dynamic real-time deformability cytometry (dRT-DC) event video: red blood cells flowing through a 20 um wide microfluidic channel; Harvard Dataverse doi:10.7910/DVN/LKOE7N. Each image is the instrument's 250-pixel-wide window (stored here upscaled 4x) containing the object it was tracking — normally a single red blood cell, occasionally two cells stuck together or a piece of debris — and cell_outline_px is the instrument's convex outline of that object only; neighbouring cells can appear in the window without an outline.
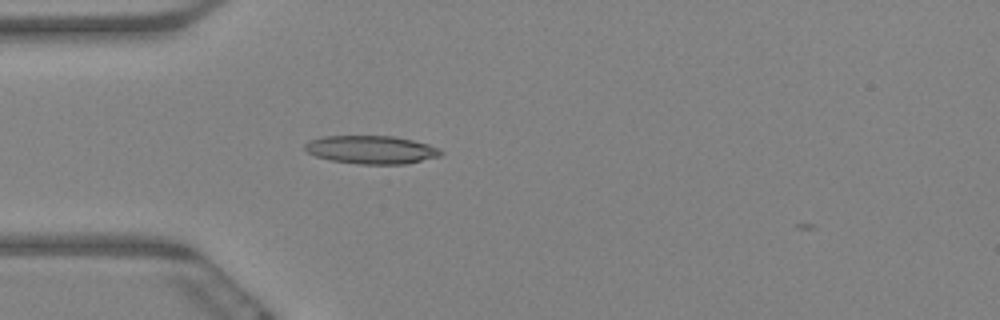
{"species": "Egyptian fruit bat (a non-hibernating species)", "species_latin": "Rousettus aegyptiacus", "temperature_condition": "warm", "stored_images_in_passage": 43, "camera_frame_rate_fps": 3000, "um_per_image_px": 0.085, "animal": {"sex": "female"}, "frame": {"image": 1, "passage_image": 2, "time_ms": 0.333, "image_size_px": [1000, 320], "cell_outline_px": [[444, 152], [440, 156], [404, 164], [360, 164], [332, 160], [316, 156], [308, 152], [304, 148], [304, 144], [312, 140], [324, 136], [392, 136], [412, 140], [428, 144], [440, 148]], "centroid_in_image_um": [31.59, 12.72], "position_along_channel_um": 53.4, "area_um2": 22.14}}
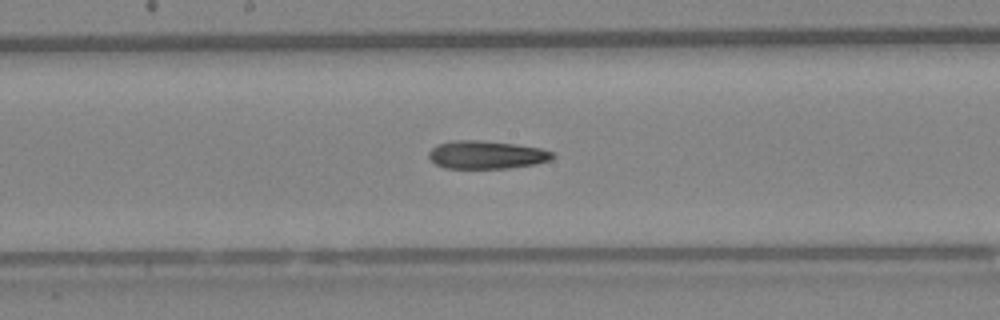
{"frame": {"image": 2, "passage_image": 16, "time_ms": 5.0, "image_size_px": [1000, 320], "cell_outline_px": [[556, 156], [552, 160], [536, 164], [508, 168], [444, 168], [436, 164], [428, 156], [428, 152], [436, 144], [452, 140], [480, 140], [516, 144], [540, 148], [552, 152]], "centroid_in_image_um": [41.35, 13.15], "position_along_channel_um": 206.8, "area_um2": 20.4}}
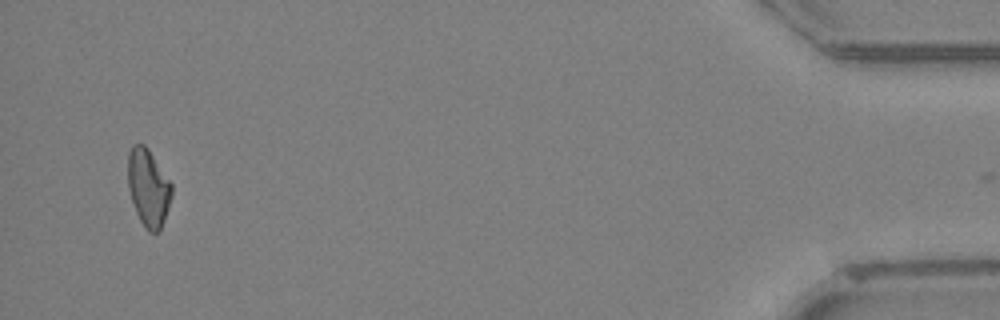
{"frame": {"image": 3, "passage_image": 42, "time_ms": 13.667, "image_size_px": [1000, 320], "cell_outline_px": [[172, 196], [160, 232], [148, 232], [144, 228], [136, 212], [128, 188], [128, 152], [132, 144], [144, 144], [148, 148], [172, 184]], "centroid_in_image_um": [12.6, 15.96], "position_along_channel_um": 422.6, "area_um2": 19.83}}